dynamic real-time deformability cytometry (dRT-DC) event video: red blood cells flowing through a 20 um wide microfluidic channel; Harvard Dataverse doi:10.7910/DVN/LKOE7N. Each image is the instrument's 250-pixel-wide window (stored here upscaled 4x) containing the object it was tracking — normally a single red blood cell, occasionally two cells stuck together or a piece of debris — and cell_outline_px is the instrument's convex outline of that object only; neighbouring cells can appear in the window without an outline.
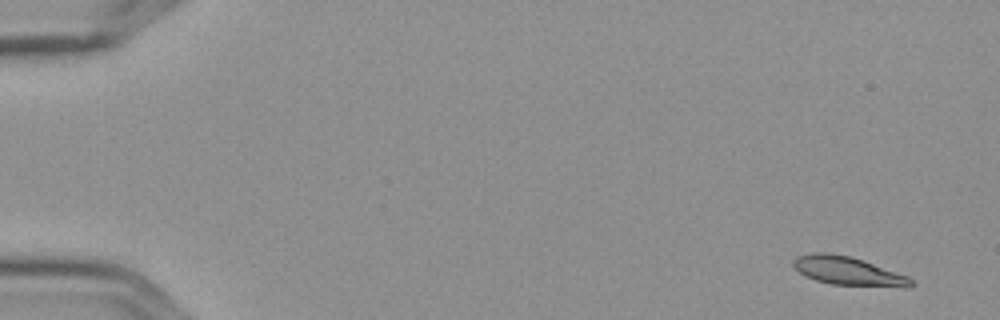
{"species": "Egyptian fruit bat (a non-hibernating species)", "species_latin": "Rousettus aegyptiacus", "temperature_condition": "cold", "stored_images_in_passage": 6, "camera_frame_rate_fps": 3000, "um_per_image_px": 0.085, "frame": {"image": 1, "passage_image": 1, "time_ms": 0.0, "image_size_px": [1000, 320], "cell_outline_px": [[916, 284], [908, 288], [904, 288], [832, 284], [816, 280], [804, 276], [792, 264], [792, 260], [796, 256], [816, 252], [828, 252], [848, 256], [864, 260], [908, 276], [916, 280]], "centroid_in_image_um": [72.15, 23.05], "position_along_channel_um": 12.8, "area_um2": 19.94}}
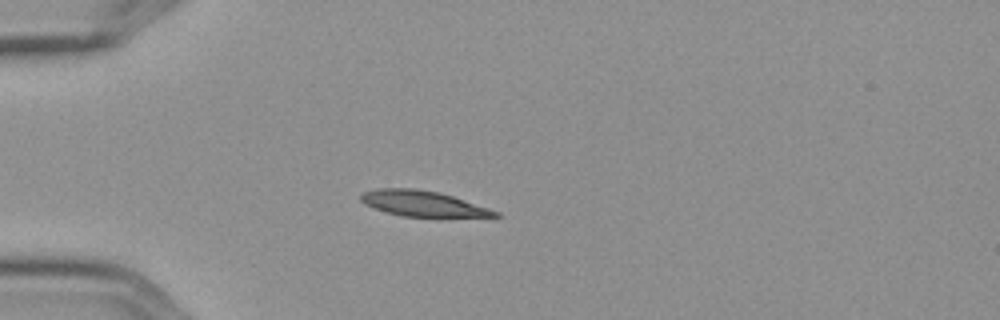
{"frame": {"image": 2, "passage_image": 4, "time_ms": 1.0, "image_size_px": [1000, 320], "cell_outline_px": [[500, 216], [400, 216], [364, 204], [360, 200], [360, 196], [364, 192], [376, 188], [416, 188], [440, 192], [500, 212]], "centroid_in_image_um": [35.89, 17.28], "position_along_channel_um": 49.1, "area_um2": 19.59}}
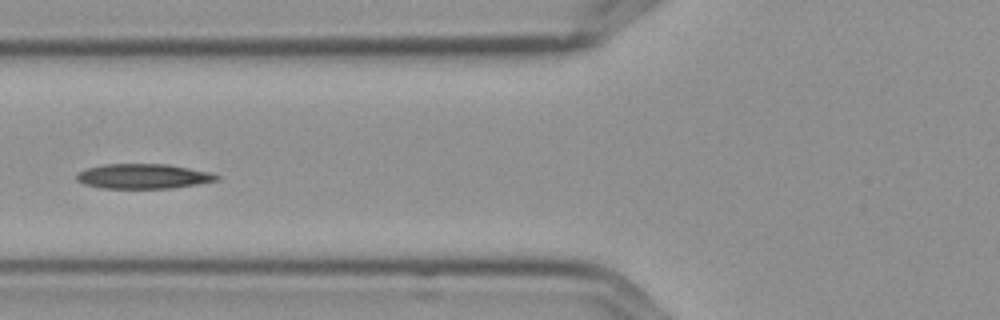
{"frame": {"image": 3, "passage_image": 6, "time_ms": 1.667, "image_size_px": [1000, 320], "cell_outline_px": [[220, 180], [172, 188], [100, 188], [84, 184], [76, 180], [76, 172], [88, 168], [104, 164], [168, 164], [212, 172], [220, 176]], "centroid_in_image_um": [12.18, 14.98], "position_along_channel_um": 113.6, "area_um2": 20.4}}